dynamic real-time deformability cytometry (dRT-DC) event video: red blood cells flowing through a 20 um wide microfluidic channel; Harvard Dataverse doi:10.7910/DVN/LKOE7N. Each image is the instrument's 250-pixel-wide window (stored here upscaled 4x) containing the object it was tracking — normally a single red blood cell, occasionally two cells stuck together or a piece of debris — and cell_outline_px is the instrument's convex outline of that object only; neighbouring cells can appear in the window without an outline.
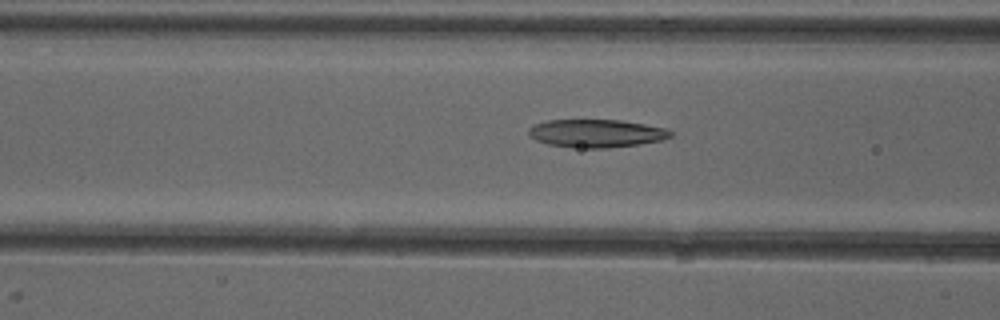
{"species": "common noctule bat (a hibernating species)", "species_latin": "Nyctalus noctula", "temperature_condition": "cold", "stored_images_in_passage": 51, "camera_frame_rate_fps": 3000, "um_per_image_px": 0.085, "animal": {"sex": "female"}, "frame": {"image": 1, "passage_image": 20, "time_ms": 6.333, "image_size_px": [1000, 320], "cell_outline_px": [[672, 136], [664, 140], [640, 144], [604, 148], [572, 148], [548, 144], [536, 140], [528, 132], [528, 128], [536, 124], [548, 120], [620, 120], [644, 124], [664, 128], [672, 132]], "centroid_in_image_um": [50.7, 11.34], "position_along_channel_um": 115.9, "area_um2": 23.12}}
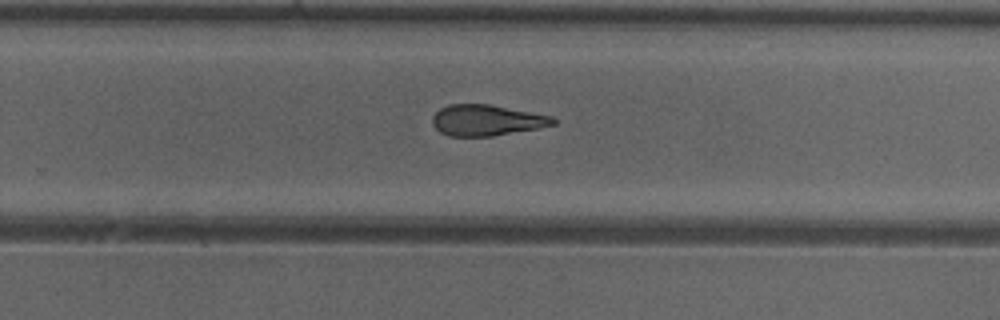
{"frame": {"image": 2, "passage_image": 33, "time_ms": 10.667, "image_size_px": [1000, 320], "cell_outline_px": [[556, 124], [536, 128], [492, 136], [448, 136], [440, 132], [432, 124], [432, 116], [440, 108], [448, 104], [488, 104], [552, 116], [556, 120]], "centroid_in_image_um": [41.32, 10.22], "position_along_channel_um": 288.5, "area_um2": 21.62}}
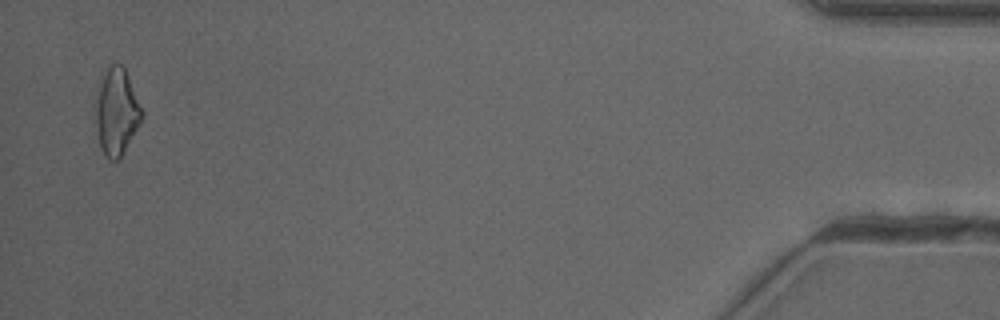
{"frame": {"image": 3, "passage_image": 50, "time_ms": 16.333, "image_size_px": [1000, 320], "cell_outline_px": [[144, 116], [120, 156], [116, 160], [108, 160], [104, 156], [92, 120], [104, 72], [112, 64], [120, 64], [124, 68], [128, 76], [144, 112]], "centroid_in_image_um": [9.89, 9.53], "position_along_channel_um": 425.3, "area_um2": 23.12}, "authors_computed_cell_mechanics": {"area_um2": 23.12, "velocity_mm_per_s": 3.9794, "shape_relaxation_time_tau1_ms": null, "shape_relaxation_time_tau2_ms": 5.1297, "deformation_change_tau1": null, "deformation_change_tau2": 0.1676}}